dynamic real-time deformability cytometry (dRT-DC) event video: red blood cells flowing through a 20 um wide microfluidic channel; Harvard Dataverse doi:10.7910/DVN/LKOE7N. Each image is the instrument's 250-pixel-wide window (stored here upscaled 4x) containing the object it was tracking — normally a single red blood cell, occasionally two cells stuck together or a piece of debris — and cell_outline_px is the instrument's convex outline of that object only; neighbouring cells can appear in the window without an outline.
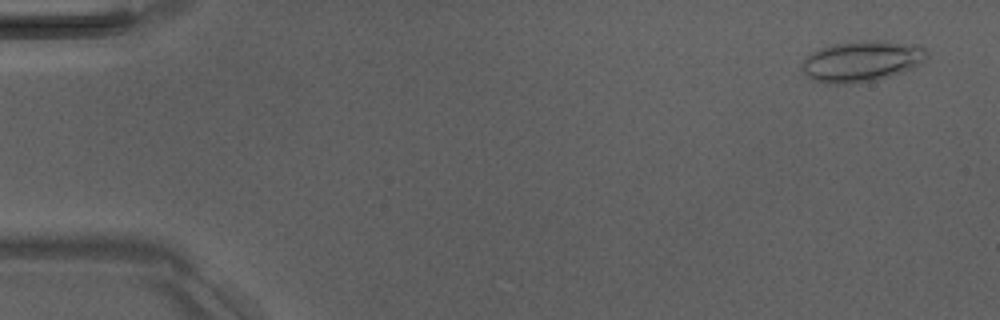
{"species": "Egyptian fruit bat (a non-hibernating species)", "species_latin": "Rousettus aegyptiacus", "temperature_condition": "room temperature", "stored_images_in_passage": 7, "camera_frame_rate_fps": 3000, "um_per_image_px": 0.085, "animal": {"sex": "male"}, "frame": {"image": 1, "passage_image": 1, "time_ms": 0.0, "image_size_px": [1000, 320], "cell_outline_px": [[928, 56], [920, 64], [912, 68], [876, 80], [852, 84], [824, 84], [812, 80], [804, 76], [804, 60], [812, 52], [820, 48], [832, 44], [868, 40], [884, 40], [920, 44], [928, 52]], "centroid_in_image_um": [73.27, 5.2], "position_along_channel_um": 11.7, "area_um2": 30.0}}